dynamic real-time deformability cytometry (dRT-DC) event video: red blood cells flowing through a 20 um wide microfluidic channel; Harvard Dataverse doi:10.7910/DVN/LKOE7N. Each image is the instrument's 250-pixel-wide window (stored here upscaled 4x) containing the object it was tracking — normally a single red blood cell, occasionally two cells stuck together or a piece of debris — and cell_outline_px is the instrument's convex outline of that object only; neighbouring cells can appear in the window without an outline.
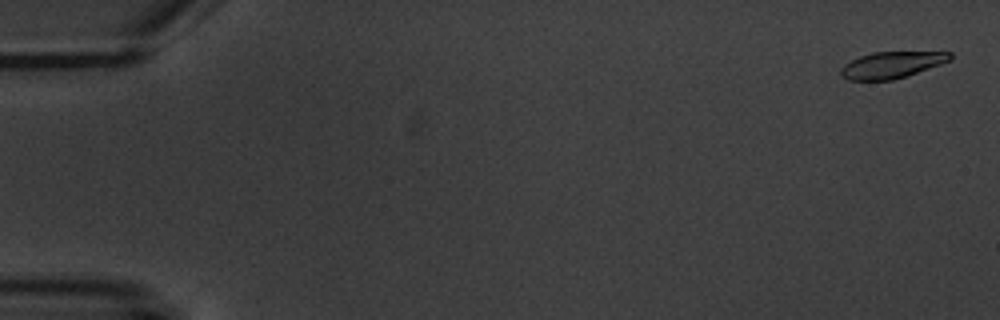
{"species": "common noctule bat (a hibernating species)", "species_latin": "Nyctalus noctula", "temperature_condition": "warm", "stored_images_in_passage": 4, "camera_frame_rate_fps": 3000, "um_per_image_px": 0.085, "animal": {"sex": "male", "body_mass_g": 20.1, "forearm_length_mm": 53.5}, "frame": {"image": 1, "passage_image": 1, "time_ms": 0.0, "image_size_px": [1000, 320], "cell_outline_px": [[952, 60], [892, 80], [848, 80], [840, 76], [840, 68], [844, 64], [860, 56], [872, 52], [952, 52]], "centroid_in_image_um": [75.75, 5.51], "position_along_channel_um": 9.2, "area_um2": 16.7}}